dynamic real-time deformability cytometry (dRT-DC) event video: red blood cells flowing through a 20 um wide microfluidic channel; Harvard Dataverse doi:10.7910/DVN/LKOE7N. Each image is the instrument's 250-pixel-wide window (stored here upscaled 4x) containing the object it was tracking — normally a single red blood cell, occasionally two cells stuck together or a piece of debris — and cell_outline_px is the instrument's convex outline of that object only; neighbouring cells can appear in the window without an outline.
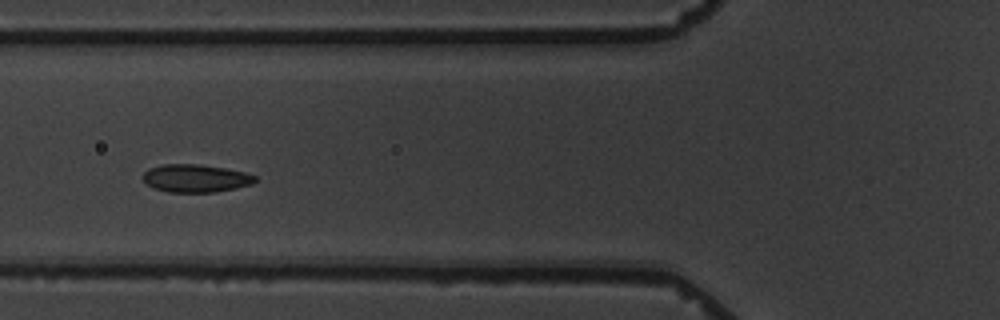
{"species": "common noctule bat (a hibernating species)", "species_latin": "Nyctalus noctula", "temperature_condition": "warm", "stored_images_in_passage": 12, "segment_of_instrument_passage": [1, 2], "camera_frame_rate_fps": 3000, "um_per_image_px": 0.085, "animal": {"sex": "male", "body_mass_g": 19.5, "forearm_length_mm": 54.6}, "frame": {"image": 1, "passage_image": 2, "time_ms": 1.0, "image_size_px": [1000, 320], "cell_outline_px": [[256, 180], [252, 184], [236, 188], [212, 192], [168, 192], [152, 188], [144, 180], [144, 172], [148, 168], [160, 164], [200, 164], [224, 168], [244, 172], [256, 176]], "centroid_in_image_um": [16.61, 15.15], "position_along_channel_um": 109.2, "area_um2": 18.21}}
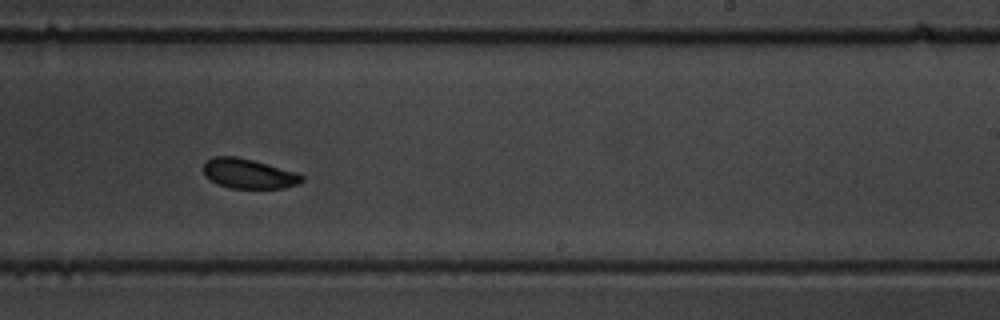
{"frame": {"image": 2, "passage_image": 6, "time_ms": 5.667, "image_size_px": [1000, 320], "cell_outline_px": [[304, 180], [300, 184], [284, 188], [228, 188], [216, 184], [204, 176], [204, 164], [212, 156], [236, 156], [300, 172], [304, 176]], "centroid_in_image_um": [21.17, 14.77], "position_along_channel_um": 267.8, "area_um2": 17.4}}
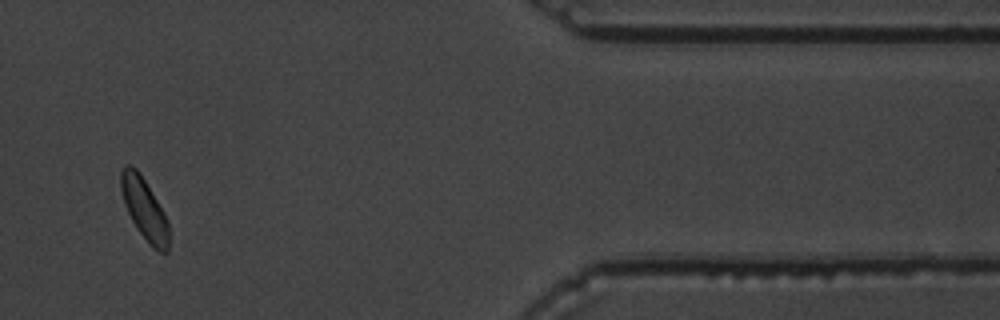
{"frame": {"image": 3, "passage_image": 10, "time_ms": 10.667, "image_size_px": [1000, 320], "cell_outline_px": [[168, 252], [160, 252], [152, 248], [136, 228], [124, 204], [120, 188], [120, 172], [124, 164], [128, 164], [136, 168], [140, 172], [164, 212], [168, 220]], "centroid_in_image_um": [12.25, 17.73], "position_along_channel_um": 399.1, "area_um2": 17.28}}